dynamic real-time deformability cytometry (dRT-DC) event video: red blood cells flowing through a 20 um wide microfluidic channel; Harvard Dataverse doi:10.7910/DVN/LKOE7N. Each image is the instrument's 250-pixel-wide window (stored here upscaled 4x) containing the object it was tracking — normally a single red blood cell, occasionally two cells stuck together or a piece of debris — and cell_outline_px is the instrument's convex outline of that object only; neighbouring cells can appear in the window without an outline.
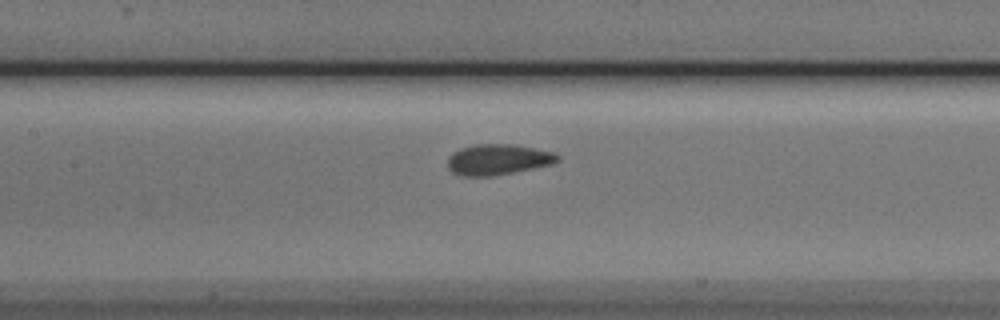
{"species": "Egyptian fruit bat (a non-hibernating species)", "species_latin": "Rousettus aegyptiacus", "temperature_condition": "cold", "stored_images_in_passage": 6, "segment_of_instrument_passage": [1, 2], "camera_frame_rate_fps": 3000, "um_per_image_px": 0.085, "animal": {"sex": "male"}, "frame": {"image": 1, "passage_image": 5, "time_ms": 1.333, "image_size_px": [1000, 320], "cell_outline_px": [[560, 160], [552, 164], [492, 176], [460, 176], [452, 172], [448, 168], [448, 156], [452, 152], [460, 148], [472, 144], [512, 144], [552, 152], [560, 156]], "centroid_in_image_um": [42.27, 13.55], "position_along_channel_um": 165.1, "area_um2": 19.65}}